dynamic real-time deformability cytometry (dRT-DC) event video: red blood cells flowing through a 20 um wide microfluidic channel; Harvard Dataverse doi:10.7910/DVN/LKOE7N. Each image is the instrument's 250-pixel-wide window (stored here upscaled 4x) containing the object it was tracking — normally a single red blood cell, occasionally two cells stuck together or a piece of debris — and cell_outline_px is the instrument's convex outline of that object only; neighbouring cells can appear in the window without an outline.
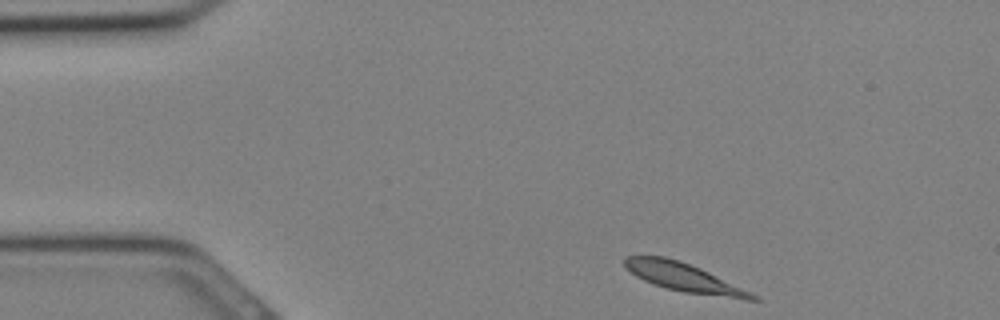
{"species": "Egyptian fruit bat (a non-hibernating species)", "species_latin": "Rousettus aegyptiacus", "temperature_condition": "cold", "stored_images_in_passage": 24, "camera_frame_rate_fps": 3000, "um_per_image_px": 0.085, "animal": {"sex": "female"}, "frame": {"image": 1, "passage_image": 1, "time_ms": 0.0, "image_size_px": [1000, 320], "cell_outline_px": [[760, 300], [744, 300], [684, 292], [664, 288], [652, 284], [636, 276], [624, 268], [624, 256], [664, 256], [700, 268], [752, 292]], "centroid_in_image_um": [58.11, 23.59], "position_along_channel_um": 26.9, "area_um2": 21.21}}
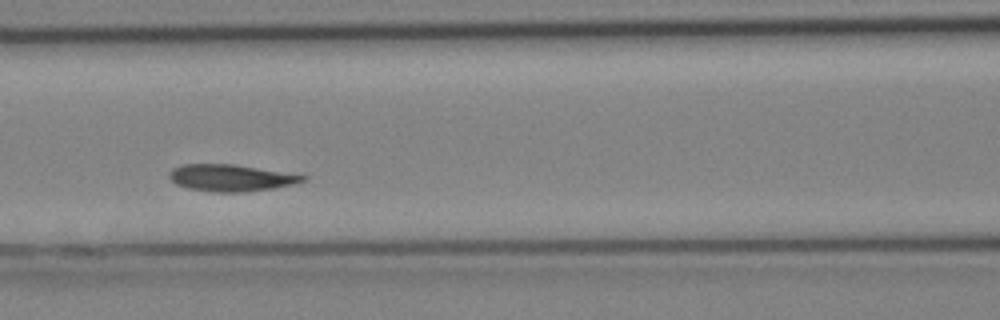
{"frame": {"image": 2, "passage_image": 10, "time_ms": 3.0, "image_size_px": [1000, 320], "cell_outline_px": [[308, 176], [304, 180], [292, 184], [272, 188], [244, 192], [212, 192], [188, 188], [176, 184], [168, 176], [168, 172], [172, 168], [184, 164], [236, 164]], "centroid_in_image_um": [19.58, 15.11], "position_along_channel_um": 147.0, "area_um2": 20.75}}
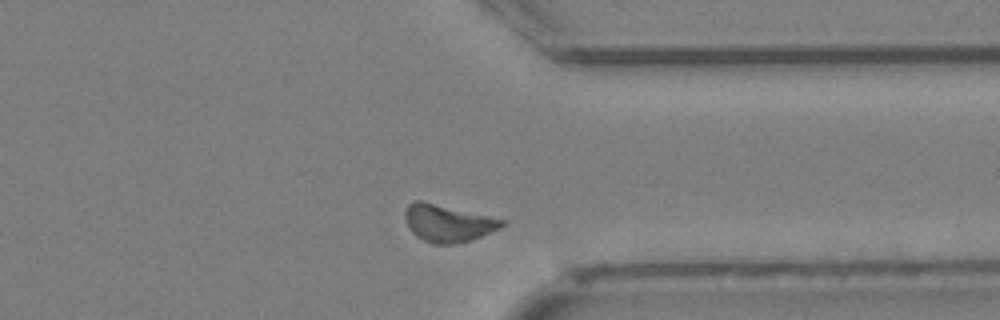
{"frame": {"image": 3, "passage_image": 21, "time_ms": 6.667, "image_size_px": [1000, 320], "cell_outline_px": [[508, 224], [500, 228], [472, 240], [456, 244], [432, 244], [416, 236], [412, 232], [404, 216], [404, 212], [408, 204], [416, 200], [420, 200], [488, 216], [504, 220]], "centroid_in_image_um": [38.07, 18.98], "position_along_channel_um": 373.3, "area_um2": 20.87}}